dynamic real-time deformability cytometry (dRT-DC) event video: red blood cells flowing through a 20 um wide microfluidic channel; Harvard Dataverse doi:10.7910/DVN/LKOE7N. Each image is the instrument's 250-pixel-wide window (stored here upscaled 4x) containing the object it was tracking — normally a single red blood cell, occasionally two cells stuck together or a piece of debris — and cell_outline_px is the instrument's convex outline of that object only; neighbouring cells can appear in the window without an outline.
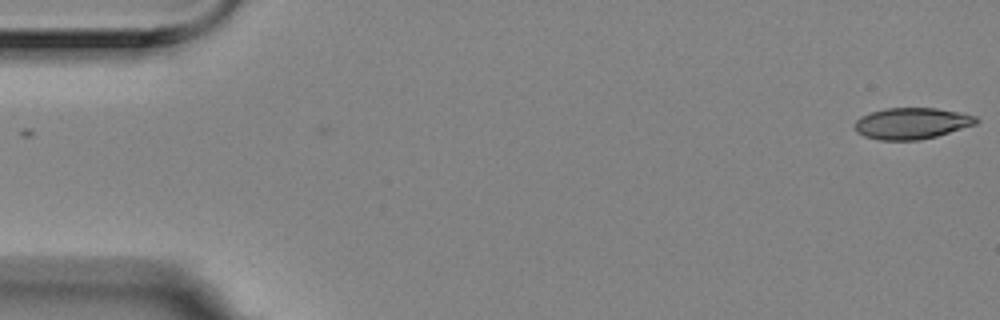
{"species": "Egyptian fruit bat (a non-hibernating species)", "species_latin": "Rousettus aegyptiacus", "temperature_condition": "room temperature", "stored_images_in_passage": 2, "camera_frame_rate_fps": 3000, "um_per_image_px": 0.085, "animal": {"sex": "female"}, "frame": {"image": 1, "passage_image": 2, "time_ms": 0.333, "image_size_px": [1000, 320], "cell_outline_px": [[980, 120], [976, 124], [936, 136], [920, 140], [880, 140], [864, 136], [856, 132], [852, 124], [860, 116], [884, 108], [936, 108], [976, 116]], "centroid_in_image_um": [77.45, 10.49], "position_along_channel_um": 7.6, "area_um2": 22.2}}